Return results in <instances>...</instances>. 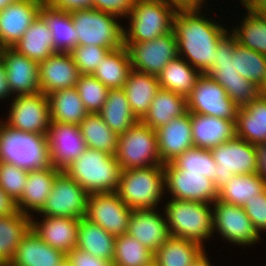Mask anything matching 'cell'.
Here are the masks:
<instances>
[{
	"mask_svg": "<svg viewBox=\"0 0 266 266\" xmlns=\"http://www.w3.org/2000/svg\"><path fill=\"white\" fill-rule=\"evenodd\" d=\"M66 254L42 241L30 229L17 247L14 259L8 266H60Z\"/></svg>",
	"mask_w": 266,
	"mask_h": 266,
	"instance_id": "cell-26",
	"label": "cell"
},
{
	"mask_svg": "<svg viewBox=\"0 0 266 266\" xmlns=\"http://www.w3.org/2000/svg\"><path fill=\"white\" fill-rule=\"evenodd\" d=\"M243 208L258 233L266 230V189L246 202Z\"/></svg>",
	"mask_w": 266,
	"mask_h": 266,
	"instance_id": "cell-49",
	"label": "cell"
},
{
	"mask_svg": "<svg viewBox=\"0 0 266 266\" xmlns=\"http://www.w3.org/2000/svg\"><path fill=\"white\" fill-rule=\"evenodd\" d=\"M39 16L52 33L55 52H71L78 46V36L70 12L43 3Z\"/></svg>",
	"mask_w": 266,
	"mask_h": 266,
	"instance_id": "cell-31",
	"label": "cell"
},
{
	"mask_svg": "<svg viewBox=\"0 0 266 266\" xmlns=\"http://www.w3.org/2000/svg\"><path fill=\"white\" fill-rule=\"evenodd\" d=\"M165 185L173 199L212 203L218 198L214 180L201 173L177 169L171 163L163 164Z\"/></svg>",
	"mask_w": 266,
	"mask_h": 266,
	"instance_id": "cell-16",
	"label": "cell"
},
{
	"mask_svg": "<svg viewBox=\"0 0 266 266\" xmlns=\"http://www.w3.org/2000/svg\"><path fill=\"white\" fill-rule=\"evenodd\" d=\"M29 171L13 164L0 162V187L17 202L23 193Z\"/></svg>",
	"mask_w": 266,
	"mask_h": 266,
	"instance_id": "cell-48",
	"label": "cell"
},
{
	"mask_svg": "<svg viewBox=\"0 0 266 266\" xmlns=\"http://www.w3.org/2000/svg\"><path fill=\"white\" fill-rule=\"evenodd\" d=\"M149 266H156V264L153 262V263H151Z\"/></svg>",
	"mask_w": 266,
	"mask_h": 266,
	"instance_id": "cell-64",
	"label": "cell"
},
{
	"mask_svg": "<svg viewBox=\"0 0 266 266\" xmlns=\"http://www.w3.org/2000/svg\"><path fill=\"white\" fill-rule=\"evenodd\" d=\"M132 69L158 76L169 61L178 57V47L173 30L151 41L124 43Z\"/></svg>",
	"mask_w": 266,
	"mask_h": 266,
	"instance_id": "cell-12",
	"label": "cell"
},
{
	"mask_svg": "<svg viewBox=\"0 0 266 266\" xmlns=\"http://www.w3.org/2000/svg\"><path fill=\"white\" fill-rule=\"evenodd\" d=\"M115 157L122 170L163 165L156 130L138 121L126 132L119 134Z\"/></svg>",
	"mask_w": 266,
	"mask_h": 266,
	"instance_id": "cell-9",
	"label": "cell"
},
{
	"mask_svg": "<svg viewBox=\"0 0 266 266\" xmlns=\"http://www.w3.org/2000/svg\"><path fill=\"white\" fill-rule=\"evenodd\" d=\"M200 75L198 70L178 56L169 61L158 75L159 86L187 97Z\"/></svg>",
	"mask_w": 266,
	"mask_h": 266,
	"instance_id": "cell-38",
	"label": "cell"
},
{
	"mask_svg": "<svg viewBox=\"0 0 266 266\" xmlns=\"http://www.w3.org/2000/svg\"><path fill=\"white\" fill-rule=\"evenodd\" d=\"M229 36V37H228ZM235 38L226 35L216 49V62L206 73L222 85L227 95L239 107H245L259 96V86L242 77L234 66Z\"/></svg>",
	"mask_w": 266,
	"mask_h": 266,
	"instance_id": "cell-7",
	"label": "cell"
},
{
	"mask_svg": "<svg viewBox=\"0 0 266 266\" xmlns=\"http://www.w3.org/2000/svg\"><path fill=\"white\" fill-rule=\"evenodd\" d=\"M78 45H94L119 49L124 46V28L116 16L89 8L71 12Z\"/></svg>",
	"mask_w": 266,
	"mask_h": 266,
	"instance_id": "cell-8",
	"label": "cell"
},
{
	"mask_svg": "<svg viewBox=\"0 0 266 266\" xmlns=\"http://www.w3.org/2000/svg\"><path fill=\"white\" fill-rule=\"evenodd\" d=\"M123 89L133 115L141 121L160 89L158 76L132 69Z\"/></svg>",
	"mask_w": 266,
	"mask_h": 266,
	"instance_id": "cell-28",
	"label": "cell"
},
{
	"mask_svg": "<svg viewBox=\"0 0 266 266\" xmlns=\"http://www.w3.org/2000/svg\"><path fill=\"white\" fill-rule=\"evenodd\" d=\"M99 114L110 129L118 135L126 132L138 122L131 111L123 88L109 90L107 100Z\"/></svg>",
	"mask_w": 266,
	"mask_h": 266,
	"instance_id": "cell-37",
	"label": "cell"
},
{
	"mask_svg": "<svg viewBox=\"0 0 266 266\" xmlns=\"http://www.w3.org/2000/svg\"><path fill=\"white\" fill-rule=\"evenodd\" d=\"M209 203L172 199L166 205V223L170 236L191 240L203 246L211 237L213 210Z\"/></svg>",
	"mask_w": 266,
	"mask_h": 266,
	"instance_id": "cell-5",
	"label": "cell"
},
{
	"mask_svg": "<svg viewBox=\"0 0 266 266\" xmlns=\"http://www.w3.org/2000/svg\"><path fill=\"white\" fill-rule=\"evenodd\" d=\"M31 216L17 211L0 216V266H8L14 259L17 247L31 229Z\"/></svg>",
	"mask_w": 266,
	"mask_h": 266,
	"instance_id": "cell-32",
	"label": "cell"
},
{
	"mask_svg": "<svg viewBox=\"0 0 266 266\" xmlns=\"http://www.w3.org/2000/svg\"><path fill=\"white\" fill-rule=\"evenodd\" d=\"M248 16L232 32L236 42L266 56V21L260 14L248 11Z\"/></svg>",
	"mask_w": 266,
	"mask_h": 266,
	"instance_id": "cell-43",
	"label": "cell"
},
{
	"mask_svg": "<svg viewBox=\"0 0 266 266\" xmlns=\"http://www.w3.org/2000/svg\"><path fill=\"white\" fill-rule=\"evenodd\" d=\"M64 172L92 194L117 191L122 168L115 155L87 147Z\"/></svg>",
	"mask_w": 266,
	"mask_h": 266,
	"instance_id": "cell-2",
	"label": "cell"
},
{
	"mask_svg": "<svg viewBox=\"0 0 266 266\" xmlns=\"http://www.w3.org/2000/svg\"><path fill=\"white\" fill-rule=\"evenodd\" d=\"M7 126L46 135L51 123L48 96L42 92L33 95H16L12 102Z\"/></svg>",
	"mask_w": 266,
	"mask_h": 266,
	"instance_id": "cell-15",
	"label": "cell"
},
{
	"mask_svg": "<svg viewBox=\"0 0 266 266\" xmlns=\"http://www.w3.org/2000/svg\"><path fill=\"white\" fill-rule=\"evenodd\" d=\"M167 0H136L128 17L129 33L124 29V43H140L163 36L173 28L177 11Z\"/></svg>",
	"mask_w": 266,
	"mask_h": 266,
	"instance_id": "cell-6",
	"label": "cell"
},
{
	"mask_svg": "<svg viewBox=\"0 0 266 266\" xmlns=\"http://www.w3.org/2000/svg\"><path fill=\"white\" fill-rule=\"evenodd\" d=\"M88 193L69 175L61 171L55 178L52 191L38 212L46 217L85 218Z\"/></svg>",
	"mask_w": 266,
	"mask_h": 266,
	"instance_id": "cell-13",
	"label": "cell"
},
{
	"mask_svg": "<svg viewBox=\"0 0 266 266\" xmlns=\"http://www.w3.org/2000/svg\"><path fill=\"white\" fill-rule=\"evenodd\" d=\"M115 237L86 218L79 221L77 249L101 259L114 260Z\"/></svg>",
	"mask_w": 266,
	"mask_h": 266,
	"instance_id": "cell-36",
	"label": "cell"
},
{
	"mask_svg": "<svg viewBox=\"0 0 266 266\" xmlns=\"http://www.w3.org/2000/svg\"><path fill=\"white\" fill-rule=\"evenodd\" d=\"M0 162L30 170L51 167L46 135L0 124Z\"/></svg>",
	"mask_w": 266,
	"mask_h": 266,
	"instance_id": "cell-3",
	"label": "cell"
},
{
	"mask_svg": "<svg viewBox=\"0 0 266 266\" xmlns=\"http://www.w3.org/2000/svg\"><path fill=\"white\" fill-rule=\"evenodd\" d=\"M244 6L249 12L259 14L266 9V0H247Z\"/></svg>",
	"mask_w": 266,
	"mask_h": 266,
	"instance_id": "cell-57",
	"label": "cell"
},
{
	"mask_svg": "<svg viewBox=\"0 0 266 266\" xmlns=\"http://www.w3.org/2000/svg\"><path fill=\"white\" fill-rule=\"evenodd\" d=\"M45 3L51 7L70 13L92 8V0H47Z\"/></svg>",
	"mask_w": 266,
	"mask_h": 266,
	"instance_id": "cell-52",
	"label": "cell"
},
{
	"mask_svg": "<svg viewBox=\"0 0 266 266\" xmlns=\"http://www.w3.org/2000/svg\"><path fill=\"white\" fill-rule=\"evenodd\" d=\"M235 70L245 79L260 86L266 74V56L248 49L235 40L234 47Z\"/></svg>",
	"mask_w": 266,
	"mask_h": 266,
	"instance_id": "cell-44",
	"label": "cell"
},
{
	"mask_svg": "<svg viewBox=\"0 0 266 266\" xmlns=\"http://www.w3.org/2000/svg\"><path fill=\"white\" fill-rule=\"evenodd\" d=\"M131 213L116 191L88 194L85 218L114 237L127 233Z\"/></svg>",
	"mask_w": 266,
	"mask_h": 266,
	"instance_id": "cell-14",
	"label": "cell"
},
{
	"mask_svg": "<svg viewBox=\"0 0 266 266\" xmlns=\"http://www.w3.org/2000/svg\"><path fill=\"white\" fill-rule=\"evenodd\" d=\"M66 259L72 266H113L111 261L93 256L77 248L68 252L66 254Z\"/></svg>",
	"mask_w": 266,
	"mask_h": 266,
	"instance_id": "cell-51",
	"label": "cell"
},
{
	"mask_svg": "<svg viewBox=\"0 0 266 266\" xmlns=\"http://www.w3.org/2000/svg\"><path fill=\"white\" fill-rule=\"evenodd\" d=\"M194 147L211 150L236 136L235 122L214 116L190 113Z\"/></svg>",
	"mask_w": 266,
	"mask_h": 266,
	"instance_id": "cell-25",
	"label": "cell"
},
{
	"mask_svg": "<svg viewBox=\"0 0 266 266\" xmlns=\"http://www.w3.org/2000/svg\"><path fill=\"white\" fill-rule=\"evenodd\" d=\"M199 14V9L177 10L172 30L177 41L178 56L185 55L191 66L201 74H206L216 62L219 42L228 33L223 26Z\"/></svg>",
	"mask_w": 266,
	"mask_h": 266,
	"instance_id": "cell-1",
	"label": "cell"
},
{
	"mask_svg": "<svg viewBox=\"0 0 266 266\" xmlns=\"http://www.w3.org/2000/svg\"><path fill=\"white\" fill-rule=\"evenodd\" d=\"M51 122L80 125L89 114L76 87L56 90L47 95Z\"/></svg>",
	"mask_w": 266,
	"mask_h": 266,
	"instance_id": "cell-34",
	"label": "cell"
},
{
	"mask_svg": "<svg viewBox=\"0 0 266 266\" xmlns=\"http://www.w3.org/2000/svg\"><path fill=\"white\" fill-rule=\"evenodd\" d=\"M158 150L162 164L172 162L183 152L194 147L190 112L172 119L157 130Z\"/></svg>",
	"mask_w": 266,
	"mask_h": 266,
	"instance_id": "cell-22",
	"label": "cell"
},
{
	"mask_svg": "<svg viewBox=\"0 0 266 266\" xmlns=\"http://www.w3.org/2000/svg\"><path fill=\"white\" fill-rule=\"evenodd\" d=\"M12 48L38 63L56 53L52 33L40 16Z\"/></svg>",
	"mask_w": 266,
	"mask_h": 266,
	"instance_id": "cell-33",
	"label": "cell"
},
{
	"mask_svg": "<svg viewBox=\"0 0 266 266\" xmlns=\"http://www.w3.org/2000/svg\"><path fill=\"white\" fill-rule=\"evenodd\" d=\"M132 70L130 57L125 46L112 50L101 61L93 76L101 81L107 88H123Z\"/></svg>",
	"mask_w": 266,
	"mask_h": 266,
	"instance_id": "cell-39",
	"label": "cell"
},
{
	"mask_svg": "<svg viewBox=\"0 0 266 266\" xmlns=\"http://www.w3.org/2000/svg\"><path fill=\"white\" fill-rule=\"evenodd\" d=\"M236 136L258 145L266 143V98L259 96L245 107L238 109Z\"/></svg>",
	"mask_w": 266,
	"mask_h": 266,
	"instance_id": "cell-29",
	"label": "cell"
},
{
	"mask_svg": "<svg viewBox=\"0 0 266 266\" xmlns=\"http://www.w3.org/2000/svg\"><path fill=\"white\" fill-rule=\"evenodd\" d=\"M76 89L88 113H99L107 100L109 88L93 75L81 74Z\"/></svg>",
	"mask_w": 266,
	"mask_h": 266,
	"instance_id": "cell-46",
	"label": "cell"
},
{
	"mask_svg": "<svg viewBox=\"0 0 266 266\" xmlns=\"http://www.w3.org/2000/svg\"><path fill=\"white\" fill-rule=\"evenodd\" d=\"M40 0H20L0 11V48L13 47L39 16Z\"/></svg>",
	"mask_w": 266,
	"mask_h": 266,
	"instance_id": "cell-20",
	"label": "cell"
},
{
	"mask_svg": "<svg viewBox=\"0 0 266 266\" xmlns=\"http://www.w3.org/2000/svg\"><path fill=\"white\" fill-rule=\"evenodd\" d=\"M259 14H260V15L262 16V18L266 21V9L263 10V11H261Z\"/></svg>",
	"mask_w": 266,
	"mask_h": 266,
	"instance_id": "cell-62",
	"label": "cell"
},
{
	"mask_svg": "<svg viewBox=\"0 0 266 266\" xmlns=\"http://www.w3.org/2000/svg\"><path fill=\"white\" fill-rule=\"evenodd\" d=\"M111 51V49L101 46L78 45L70 53L80 74L92 75Z\"/></svg>",
	"mask_w": 266,
	"mask_h": 266,
	"instance_id": "cell-47",
	"label": "cell"
},
{
	"mask_svg": "<svg viewBox=\"0 0 266 266\" xmlns=\"http://www.w3.org/2000/svg\"><path fill=\"white\" fill-rule=\"evenodd\" d=\"M127 234L136 238L153 253L170 237L166 219L154 208L132 210Z\"/></svg>",
	"mask_w": 266,
	"mask_h": 266,
	"instance_id": "cell-23",
	"label": "cell"
},
{
	"mask_svg": "<svg viewBox=\"0 0 266 266\" xmlns=\"http://www.w3.org/2000/svg\"><path fill=\"white\" fill-rule=\"evenodd\" d=\"M241 2H242V4H245L247 2V0H242Z\"/></svg>",
	"mask_w": 266,
	"mask_h": 266,
	"instance_id": "cell-63",
	"label": "cell"
},
{
	"mask_svg": "<svg viewBox=\"0 0 266 266\" xmlns=\"http://www.w3.org/2000/svg\"><path fill=\"white\" fill-rule=\"evenodd\" d=\"M79 127L88 148L115 155L119 135L110 129L99 113H89Z\"/></svg>",
	"mask_w": 266,
	"mask_h": 266,
	"instance_id": "cell-41",
	"label": "cell"
},
{
	"mask_svg": "<svg viewBox=\"0 0 266 266\" xmlns=\"http://www.w3.org/2000/svg\"><path fill=\"white\" fill-rule=\"evenodd\" d=\"M203 253L198 243L170 236L154 252L153 262L156 266H191Z\"/></svg>",
	"mask_w": 266,
	"mask_h": 266,
	"instance_id": "cell-35",
	"label": "cell"
},
{
	"mask_svg": "<svg viewBox=\"0 0 266 266\" xmlns=\"http://www.w3.org/2000/svg\"><path fill=\"white\" fill-rule=\"evenodd\" d=\"M259 93H260V96L266 98V74H265L262 84L259 86Z\"/></svg>",
	"mask_w": 266,
	"mask_h": 266,
	"instance_id": "cell-59",
	"label": "cell"
},
{
	"mask_svg": "<svg viewBox=\"0 0 266 266\" xmlns=\"http://www.w3.org/2000/svg\"><path fill=\"white\" fill-rule=\"evenodd\" d=\"M11 92L6 80L5 66L0 57V99L10 96Z\"/></svg>",
	"mask_w": 266,
	"mask_h": 266,
	"instance_id": "cell-56",
	"label": "cell"
},
{
	"mask_svg": "<svg viewBox=\"0 0 266 266\" xmlns=\"http://www.w3.org/2000/svg\"><path fill=\"white\" fill-rule=\"evenodd\" d=\"M213 228L223 238L237 245H251L259 240L260 234L243 207L216 199L214 202Z\"/></svg>",
	"mask_w": 266,
	"mask_h": 266,
	"instance_id": "cell-17",
	"label": "cell"
},
{
	"mask_svg": "<svg viewBox=\"0 0 266 266\" xmlns=\"http://www.w3.org/2000/svg\"><path fill=\"white\" fill-rule=\"evenodd\" d=\"M238 109L224 87L207 74L198 77L187 96V110L190 113L236 121Z\"/></svg>",
	"mask_w": 266,
	"mask_h": 266,
	"instance_id": "cell-11",
	"label": "cell"
},
{
	"mask_svg": "<svg viewBox=\"0 0 266 266\" xmlns=\"http://www.w3.org/2000/svg\"><path fill=\"white\" fill-rule=\"evenodd\" d=\"M17 211V203L0 187V216H7Z\"/></svg>",
	"mask_w": 266,
	"mask_h": 266,
	"instance_id": "cell-53",
	"label": "cell"
},
{
	"mask_svg": "<svg viewBox=\"0 0 266 266\" xmlns=\"http://www.w3.org/2000/svg\"><path fill=\"white\" fill-rule=\"evenodd\" d=\"M0 57L5 66L6 80L11 93L17 92L18 96L40 92L38 62L12 47L0 48Z\"/></svg>",
	"mask_w": 266,
	"mask_h": 266,
	"instance_id": "cell-19",
	"label": "cell"
},
{
	"mask_svg": "<svg viewBox=\"0 0 266 266\" xmlns=\"http://www.w3.org/2000/svg\"><path fill=\"white\" fill-rule=\"evenodd\" d=\"M258 174L266 183V143L256 145Z\"/></svg>",
	"mask_w": 266,
	"mask_h": 266,
	"instance_id": "cell-54",
	"label": "cell"
},
{
	"mask_svg": "<svg viewBox=\"0 0 266 266\" xmlns=\"http://www.w3.org/2000/svg\"><path fill=\"white\" fill-rule=\"evenodd\" d=\"M80 219L46 217L42 223L31 221V229L45 243L64 254L77 247Z\"/></svg>",
	"mask_w": 266,
	"mask_h": 266,
	"instance_id": "cell-24",
	"label": "cell"
},
{
	"mask_svg": "<svg viewBox=\"0 0 266 266\" xmlns=\"http://www.w3.org/2000/svg\"><path fill=\"white\" fill-rule=\"evenodd\" d=\"M60 266H72L71 263L65 258V260L60 264Z\"/></svg>",
	"mask_w": 266,
	"mask_h": 266,
	"instance_id": "cell-61",
	"label": "cell"
},
{
	"mask_svg": "<svg viewBox=\"0 0 266 266\" xmlns=\"http://www.w3.org/2000/svg\"><path fill=\"white\" fill-rule=\"evenodd\" d=\"M113 266H149L154 253L136 238L126 234L115 237Z\"/></svg>",
	"mask_w": 266,
	"mask_h": 266,
	"instance_id": "cell-42",
	"label": "cell"
},
{
	"mask_svg": "<svg viewBox=\"0 0 266 266\" xmlns=\"http://www.w3.org/2000/svg\"><path fill=\"white\" fill-rule=\"evenodd\" d=\"M40 92L48 95L56 90L76 87L80 72L70 52H56L39 63Z\"/></svg>",
	"mask_w": 266,
	"mask_h": 266,
	"instance_id": "cell-21",
	"label": "cell"
},
{
	"mask_svg": "<svg viewBox=\"0 0 266 266\" xmlns=\"http://www.w3.org/2000/svg\"><path fill=\"white\" fill-rule=\"evenodd\" d=\"M177 10L199 9L204 0H167Z\"/></svg>",
	"mask_w": 266,
	"mask_h": 266,
	"instance_id": "cell-55",
	"label": "cell"
},
{
	"mask_svg": "<svg viewBox=\"0 0 266 266\" xmlns=\"http://www.w3.org/2000/svg\"><path fill=\"white\" fill-rule=\"evenodd\" d=\"M61 171L51 166L45 169L30 170L21 198L16 202L22 213L30 216L28 210L39 212L48 199L54 180Z\"/></svg>",
	"mask_w": 266,
	"mask_h": 266,
	"instance_id": "cell-27",
	"label": "cell"
},
{
	"mask_svg": "<svg viewBox=\"0 0 266 266\" xmlns=\"http://www.w3.org/2000/svg\"><path fill=\"white\" fill-rule=\"evenodd\" d=\"M46 137L50 164L60 171H64L87 148L78 125L51 122Z\"/></svg>",
	"mask_w": 266,
	"mask_h": 266,
	"instance_id": "cell-18",
	"label": "cell"
},
{
	"mask_svg": "<svg viewBox=\"0 0 266 266\" xmlns=\"http://www.w3.org/2000/svg\"><path fill=\"white\" fill-rule=\"evenodd\" d=\"M217 164L214 184L219 191L234 175L258 173L256 145L235 136L211 150Z\"/></svg>",
	"mask_w": 266,
	"mask_h": 266,
	"instance_id": "cell-10",
	"label": "cell"
},
{
	"mask_svg": "<svg viewBox=\"0 0 266 266\" xmlns=\"http://www.w3.org/2000/svg\"><path fill=\"white\" fill-rule=\"evenodd\" d=\"M266 189V183L258 173L234 175L218 191V200L243 207L255 195Z\"/></svg>",
	"mask_w": 266,
	"mask_h": 266,
	"instance_id": "cell-40",
	"label": "cell"
},
{
	"mask_svg": "<svg viewBox=\"0 0 266 266\" xmlns=\"http://www.w3.org/2000/svg\"><path fill=\"white\" fill-rule=\"evenodd\" d=\"M191 266H212L210 265L208 258L205 253H203Z\"/></svg>",
	"mask_w": 266,
	"mask_h": 266,
	"instance_id": "cell-58",
	"label": "cell"
},
{
	"mask_svg": "<svg viewBox=\"0 0 266 266\" xmlns=\"http://www.w3.org/2000/svg\"><path fill=\"white\" fill-rule=\"evenodd\" d=\"M20 0H0V11L3 10L10 3L18 2Z\"/></svg>",
	"mask_w": 266,
	"mask_h": 266,
	"instance_id": "cell-60",
	"label": "cell"
},
{
	"mask_svg": "<svg viewBox=\"0 0 266 266\" xmlns=\"http://www.w3.org/2000/svg\"><path fill=\"white\" fill-rule=\"evenodd\" d=\"M136 0H92V8L114 16H125L131 13Z\"/></svg>",
	"mask_w": 266,
	"mask_h": 266,
	"instance_id": "cell-50",
	"label": "cell"
},
{
	"mask_svg": "<svg viewBox=\"0 0 266 266\" xmlns=\"http://www.w3.org/2000/svg\"><path fill=\"white\" fill-rule=\"evenodd\" d=\"M187 112L186 96L160 88L141 122L151 129L157 130L160 126Z\"/></svg>",
	"mask_w": 266,
	"mask_h": 266,
	"instance_id": "cell-30",
	"label": "cell"
},
{
	"mask_svg": "<svg viewBox=\"0 0 266 266\" xmlns=\"http://www.w3.org/2000/svg\"><path fill=\"white\" fill-rule=\"evenodd\" d=\"M175 168L201 173L214 180L217 164L210 150L192 147L170 162Z\"/></svg>",
	"mask_w": 266,
	"mask_h": 266,
	"instance_id": "cell-45",
	"label": "cell"
},
{
	"mask_svg": "<svg viewBox=\"0 0 266 266\" xmlns=\"http://www.w3.org/2000/svg\"><path fill=\"white\" fill-rule=\"evenodd\" d=\"M163 165L122 170L117 194L131 209H156L165 190ZM163 190V191H162Z\"/></svg>",
	"mask_w": 266,
	"mask_h": 266,
	"instance_id": "cell-4",
	"label": "cell"
}]
</instances>
